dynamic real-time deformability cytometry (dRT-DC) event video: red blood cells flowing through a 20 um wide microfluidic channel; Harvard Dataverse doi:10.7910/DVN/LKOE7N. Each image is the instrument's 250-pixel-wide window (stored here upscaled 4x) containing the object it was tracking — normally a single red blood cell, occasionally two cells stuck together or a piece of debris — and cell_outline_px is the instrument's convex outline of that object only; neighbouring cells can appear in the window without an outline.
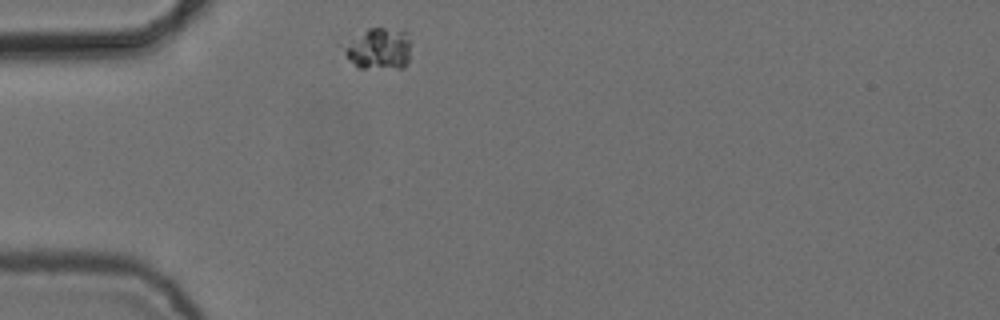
{"species": "common noctule bat (a hibernating species)", "species_latin": "Nyctalus noctula", "temperature_condition": "cold", "stored_images_in_passage": 1, "camera_frame_rate_fps": 3000, "um_per_image_px": 0.085, "animal": {"sex": "female", "body_mass_g": 24.6, "forearm_length_mm": 56.2}, "frame": {"image": 1, "passage_image": 1, "time_ms": 0.0, "image_size_px": [1000, 320], "cell_outline_px": [[408, 60], [404, 68], [360, 68], [348, 60], [340, 44], [368, 28], [404, 28], [408, 32]], "centroid_in_image_um": [32.15, 4.11], "position_along_channel_um": 52.9, "area_um2": 16.59}}